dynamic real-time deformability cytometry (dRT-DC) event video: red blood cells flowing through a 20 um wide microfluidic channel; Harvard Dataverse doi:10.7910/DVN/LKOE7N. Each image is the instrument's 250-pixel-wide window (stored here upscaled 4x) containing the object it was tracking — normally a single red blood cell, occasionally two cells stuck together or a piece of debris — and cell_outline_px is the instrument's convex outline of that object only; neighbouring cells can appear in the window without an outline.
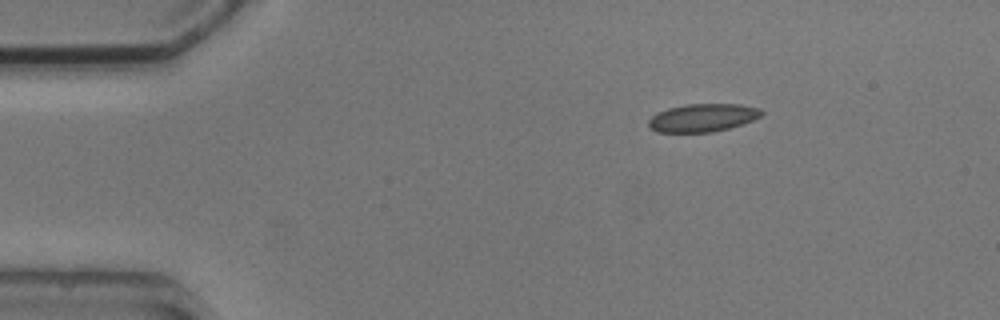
{"species": "common noctule bat (a hibernating species)", "species_latin": "Nyctalus noctula", "temperature_condition": "cold", "stored_images_in_passage": 3, "camera_frame_rate_fps": 3000, "um_per_image_px": 0.085, "animal": {"sex": "male", "body_mass_g": 20.5, "forearm_length_mm": 52.5}, "frame": {"image": 1, "passage_image": 1, "time_ms": 0.0, "image_size_px": [1000, 320], "cell_outline_px": [[764, 112], [760, 116], [744, 124], [712, 132], [656, 132], [648, 128], [648, 120], [656, 112], [668, 108], [684, 104], [740, 104], [760, 108]], "centroid_in_image_um": [59.7, 10.0], "position_along_channel_um": 25.3, "area_um2": 18.61}}